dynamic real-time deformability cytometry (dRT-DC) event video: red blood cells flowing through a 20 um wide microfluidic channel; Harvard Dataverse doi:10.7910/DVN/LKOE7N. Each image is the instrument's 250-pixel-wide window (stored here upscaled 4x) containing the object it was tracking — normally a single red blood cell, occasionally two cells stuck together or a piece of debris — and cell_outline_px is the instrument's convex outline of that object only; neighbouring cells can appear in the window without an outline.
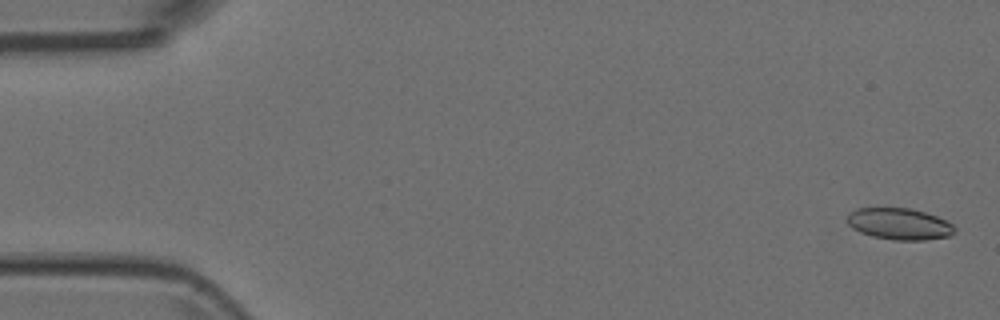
{"species": "Egyptian fruit bat (a non-hibernating species)", "species_latin": "Rousettus aegyptiacus", "temperature_condition": "room temperature", "stored_images_in_passage": 6, "camera_frame_rate_fps": 3000, "um_per_image_px": 0.085, "animal": {"sex": "female"}, "frame": {"image": 1, "passage_image": 1, "time_ms": 0.0, "image_size_px": [1000, 320], "cell_outline_px": [[956, 232], [952, 236], [924, 240], [896, 240], [872, 236], [860, 232], [852, 228], [848, 224], [848, 212], [856, 208], [912, 208], [936, 216], [952, 224], [956, 228]], "centroid_in_image_um": [76.46, 19.03], "position_along_channel_um": 8.5, "area_um2": 19.83}}
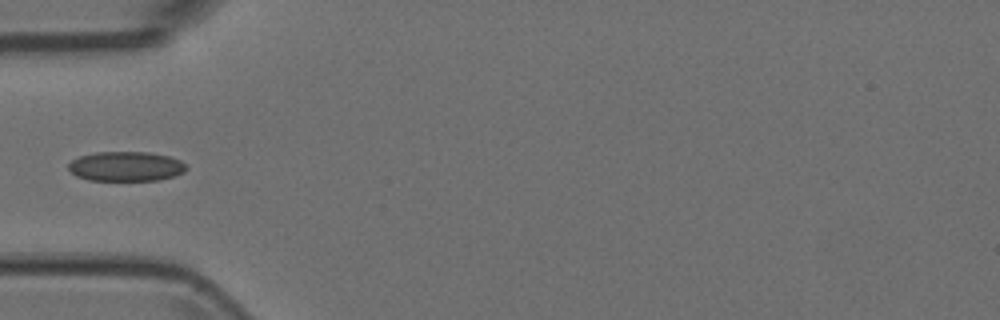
{"frame": {"image": 2, "passage_image": 5, "time_ms": 1.333, "image_size_px": [1000, 320], "cell_outline_px": [[188, 168], [184, 172], [176, 176], [160, 180], [88, 180], [76, 176], [68, 168], [68, 164], [72, 160], [80, 156], [96, 152], [148, 152], [168, 156], [180, 160]], "centroid_in_image_um": [10.72, 14.14], "position_along_channel_um": 74.3, "area_um2": 20.4}}
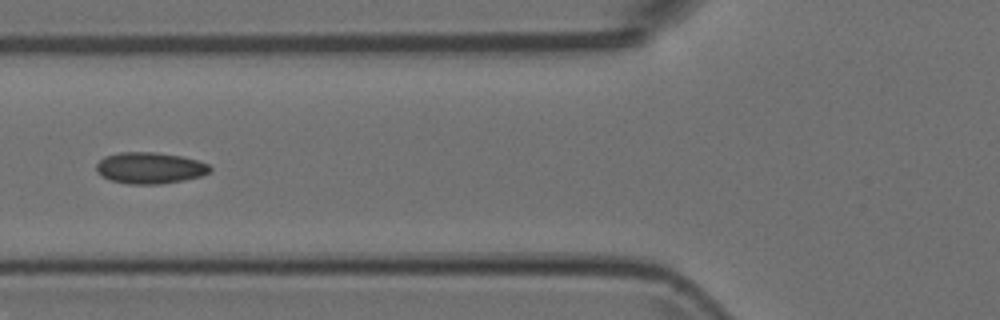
{"frame": {"image": 3, "passage_image": 6, "time_ms": 1.667, "image_size_px": [1000, 320], "cell_outline_px": [[212, 168], [208, 172], [200, 176], [184, 180], [160, 184], [128, 184], [112, 180], [96, 172], [96, 164], [104, 156], [120, 152], [156, 152], [180, 156], [196, 160], [208, 164]], "centroid_in_image_um": [12.72, 14.27], "position_along_channel_um": 113.1, "area_um2": 20.63}}